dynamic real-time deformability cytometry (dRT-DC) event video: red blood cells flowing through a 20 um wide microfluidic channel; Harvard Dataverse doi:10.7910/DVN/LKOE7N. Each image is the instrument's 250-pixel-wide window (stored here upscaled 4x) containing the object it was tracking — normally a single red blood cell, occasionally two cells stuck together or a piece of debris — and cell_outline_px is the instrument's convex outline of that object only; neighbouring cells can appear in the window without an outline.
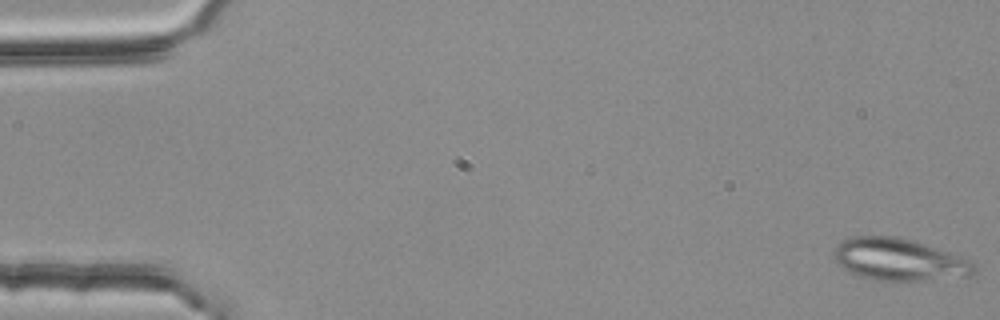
{"species": "common noctule bat (a hibernating species)", "species_latin": "Nyctalus noctula", "temperature_condition": "room temperature", "stored_images_in_passage": 4, "camera_frame_rate_fps": 3000, "um_per_image_px": 0.085, "animal": {"sex": "female", "body_mass_g": 25.1}, "frame": {"image": 1, "passage_image": 1, "time_ms": 0.0, "image_size_px": [1000, 320], "cell_outline_px": [[976, 272], [972, 276], [924, 280], [872, 280], [860, 276], [836, 264], [832, 256], [832, 252], [836, 244], [852, 236], [896, 236], [916, 240], [972, 260], [976, 264]], "centroid_in_image_um": [76.44, 22.05], "position_along_channel_um": 8.6, "area_um2": 34.91}}